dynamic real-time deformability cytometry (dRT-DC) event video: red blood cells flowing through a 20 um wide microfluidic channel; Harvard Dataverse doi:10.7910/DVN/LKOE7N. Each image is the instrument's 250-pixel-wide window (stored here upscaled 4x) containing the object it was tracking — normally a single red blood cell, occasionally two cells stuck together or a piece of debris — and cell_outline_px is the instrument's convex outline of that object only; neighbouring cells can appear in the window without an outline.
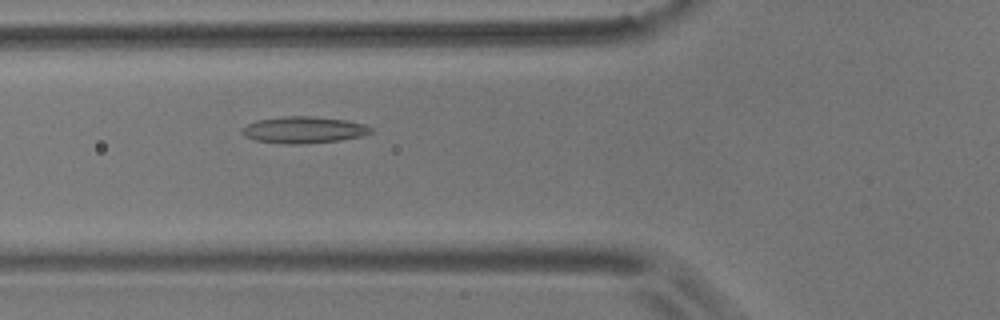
{"species": "common noctule bat (a hibernating species)", "species_latin": "Nyctalus noctula", "temperature_condition": "room temperature", "stored_images_in_passage": 37, "camera_frame_rate_fps": 3000, "um_per_image_px": 0.085, "animal": {"sex": "male", "body_mass_g": 17.9}, "frame": {"image": 1, "passage_image": 12, "time_ms": 3.667, "image_size_px": [1000, 320], "cell_outline_px": [[372, 132], [360, 136], [340, 140], [300, 144], [288, 144], [256, 140], [244, 136], [240, 132], [240, 128], [256, 120], [284, 116], [312, 116], [348, 120], [364, 124], [372, 128]], "centroid_in_image_um": [25.79, 11.03], "position_along_channel_um": 100.0, "area_um2": 20.0}}
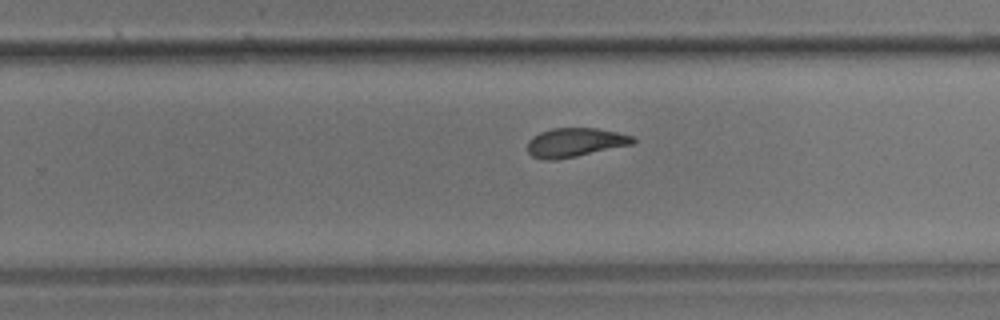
{"frame": {"image": 2, "passage_image": 27, "time_ms": 8.667, "image_size_px": [1000, 320], "cell_outline_px": [[636, 140], [632, 144], [576, 156], [556, 160], [544, 160], [532, 156], [528, 152], [528, 140], [532, 136], [540, 132], [552, 128], [596, 128], [616, 132], [632, 136]], "centroid_in_image_um": [48.83, 12.1], "position_along_channel_um": 281.0, "area_um2": 17.69}}
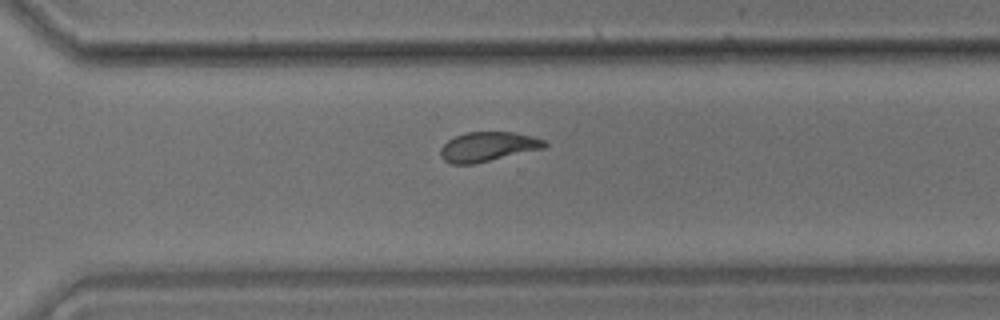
{"frame": {"image": 3, "passage_image": 31, "time_ms": 10.0, "image_size_px": [1000, 320], "cell_outline_px": [[548, 144], [544, 148], [472, 164], [452, 164], [444, 160], [440, 156], [440, 148], [448, 140], [456, 136], [468, 132], [516, 132], [532, 136], [544, 140]], "centroid_in_image_um": [41.46, 12.46], "position_along_channel_um": 329.1, "area_um2": 17.74}, "authors_computed_cell_mechanics": {"area_um2": 18.4382, "velocity_mm_per_s": 3.6145, "shape_relaxation_time_tau1_ms": 6.9983, "shape_relaxation_time_tau2_ms": 2.1605, "deformation_change_tau1": 0.1898, "deformation_change_tau2": 0.0692}}